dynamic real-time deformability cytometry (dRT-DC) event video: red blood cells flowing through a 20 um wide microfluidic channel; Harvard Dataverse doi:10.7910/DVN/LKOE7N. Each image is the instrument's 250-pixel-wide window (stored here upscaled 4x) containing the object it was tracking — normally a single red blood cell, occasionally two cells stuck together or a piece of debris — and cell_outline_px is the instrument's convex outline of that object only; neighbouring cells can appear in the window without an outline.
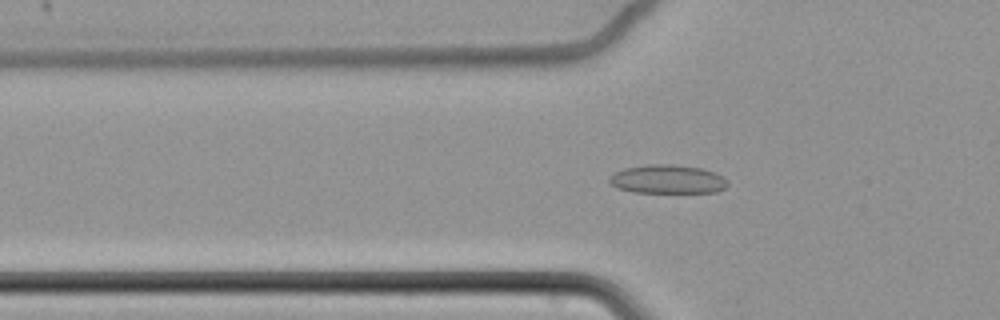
{"species": "common noctule bat (a hibernating species)", "species_latin": "Nyctalus noctula", "temperature_condition": "cold", "stored_images_in_passage": 57, "camera_frame_rate_fps": 3000, "um_per_image_px": 0.085, "animal": {"sex": "female", "body_mass_g": 22.7, "forearm_length_mm": 54.2}, "frame": {"image": 1, "passage_image": 17, "time_ms": 5.333, "image_size_px": [1000, 320], "cell_outline_px": [[728, 184], [724, 188], [716, 192], [632, 192], [616, 188], [608, 180], [616, 172], [624, 168], [648, 164], [672, 164], [700, 168], [712, 172], [728, 180]], "centroid_in_image_um": [56.72, 15.24], "position_along_channel_um": 69.1, "area_um2": 19.59}}
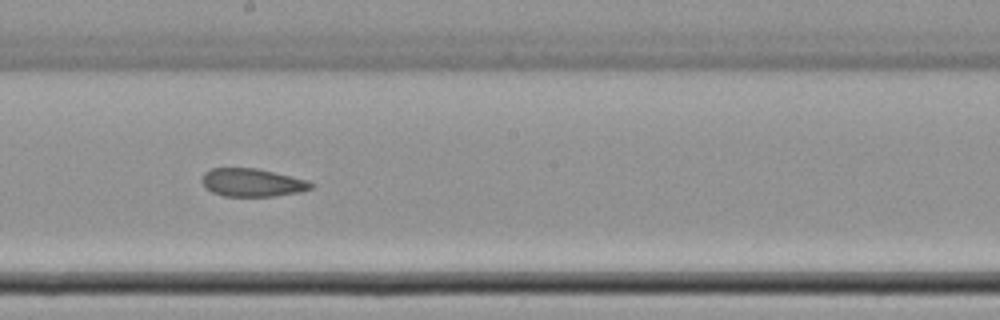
{"frame": {"image": 2, "passage_image": 31, "time_ms": 10.0, "image_size_px": [1000, 320], "cell_outline_px": [[312, 188], [300, 192], [276, 196], [224, 196], [212, 192], [200, 180], [204, 172], [212, 168], [256, 168], [308, 180], [312, 184]], "centroid_in_image_um": [21.43, 15.52], "position_along_channel_um": 226.8, "area_um2": 17.74}}
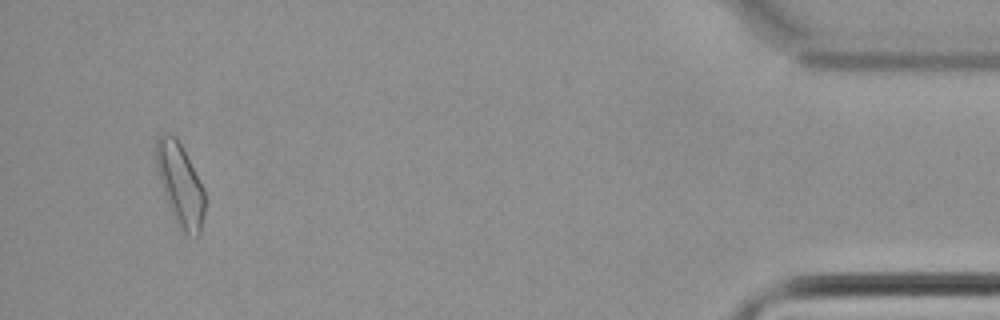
{"frame": {"image": 3, "passage_image": 54, "time_ms": 17.667, "image_size_px": [1000, 320], "cell_outline_px": [[204, 212], [200, 232], [196, 236], [184, 236], [180, 232], [168, 208], [164, 196], [156, 168], [156, 140], [164, 132], [168, 132], [176, 136], [204, 188]], "centroid_in_image_um": [15.29, 15.73], "position_along_channel_um": 419.9, "area_um2": 23.64}, "authors_computed_cell_mechanics": {"area_um2": 19.5942, "velocity_mm_per_s": 3.4481, "shape_relaxation_time_tau1_ms": null, "shape_relaxation_time_tau2_ms": 4.9456, "deformation_change_tau1": null, "deformation_change_tau2": 0.103}}